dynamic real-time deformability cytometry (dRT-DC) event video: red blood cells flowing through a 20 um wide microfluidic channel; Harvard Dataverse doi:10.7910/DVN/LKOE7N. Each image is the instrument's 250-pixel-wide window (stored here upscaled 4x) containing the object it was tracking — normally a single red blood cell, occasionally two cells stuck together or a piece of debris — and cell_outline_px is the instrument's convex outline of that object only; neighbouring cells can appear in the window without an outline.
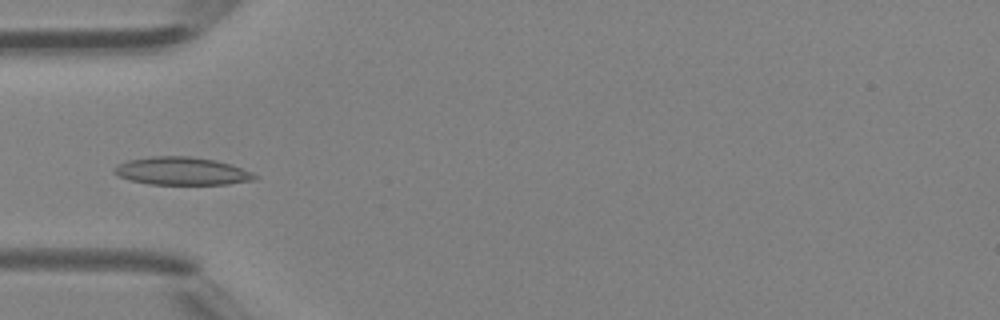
{"species": "Egyptian fruit bat (a non-hibernating species)", "species_latin": "Rousettus aegyptiacus", "temperature_condition": "room temperature", "stored_images_in_passage": 32, "camera_frame_rate_fps": 3000, "um_per_image_px": 0.085, "animal": {"sex": "female"}, "frame": {"image": 1, "passage_image": 1, "time_ms": 0.0, "image_size_px": [1000, 320], "cell_outline_px": [[260, 176], [256, 180], [228, 184], [148, 184], [128, 180], [112, 172], [112, 168], [128, 160], [152, 156], [188, 156], [216, 160], [252, 172]], "centroid_in_image_um": [15.45, 14.55], "position_along_channel_um": 69.5, "area_um2": 22.83}}
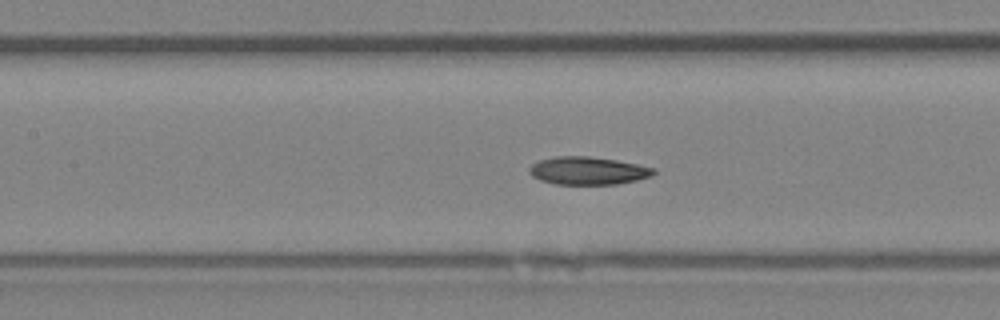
{"frame": {"image": 2, "passage_image": 7, "time_ms": 2.0, "image_size_px": [1000, 320], "cell_outline_px": [[656, 172], [652, 176], [636, 180], [616, 184], [556, 184], [540, 180], [532, 176], [528, 172], [528, 168], [532, 164], [540, 160], [556, 156], [588, 156], [616, 160], [656, 168]], "centroid_in_image_um": [49.97, 14.51], "position_along_channel_um": 157.4, "area_um2": 20.17}}
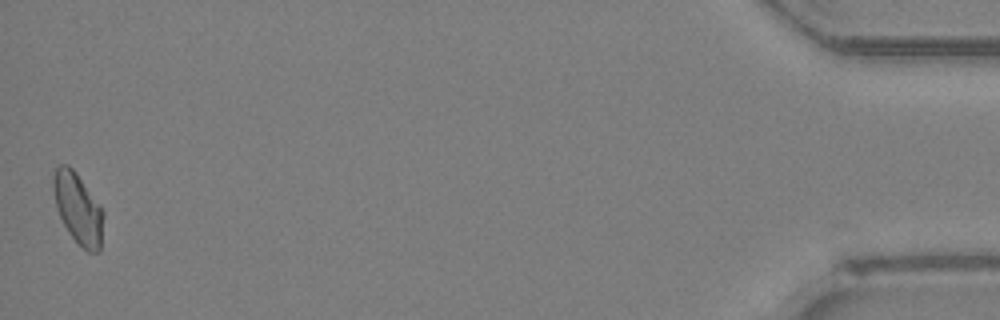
{"frame": {"image": 3, "passage_image": 32, "time_ms": 10.333, "image_size_px": [1000, 320], "cell_outline_px": [[104, 216], [100, 252], [88, 252], [68, 232], [56, 208], [52, 188], [52, 176], [56, 168], [60, 164], [68, 164], [76, 172], [100, 204], [104, 212]], "centroid_in_image_um": [6.63, 17.69], "position_along_channel_um": 428.6, "area_um2": 20.81}, "authors_computed_cell_mechanics": {"area_um2": 20.1144, "velocity_mm_per_s": 4.4094, "shape_relaxation_time_tau1_ms": 9.3086, "shape_relaxation_time_tau2_ms": null, "deformation_change_tau1": 0.1637, "deformation_change_tau2": null}}